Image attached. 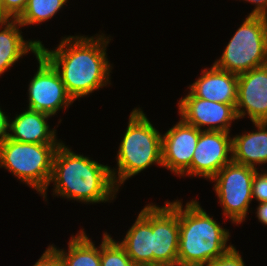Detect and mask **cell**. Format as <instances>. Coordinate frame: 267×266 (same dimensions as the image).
<instances>
[{
  "mask_svg": "<svg viewBox=\"0 0 267 266\" xmlns=\"http://www.w3.org/2000/svg\"><path fill=\"white\" fill-rule=\"evenodd\" d=\"M104 36L102 33L96 37H64L55 50L39 45V52L57 70L74 101L110 82L112 66L107 59L106 47L111 39Z\"/></svg>",
  "mask_w": 267,
  "mask_h": 266,
  "instance_id": "6da1fadb",
  "label": "cell"
},
{
  "mask_svg": "<svg viewBox=\"0 0 267 266\" xmlns=\"http://www.w3.org/2000/svg\"><path fill=\"white\" fill-rule=\"evenodd\" d=\"M51 182L55 196L86 204L108 202L118 192L109 166L74 153L63 142L54 155Z\"/></svg>",
  "mask_w": 267,
  "mask_h": 266,
  "instance_id": "7a4b0ae2",
  "label": "cell"
},
{
  "mask_svg": "<svg viewBox=\"0 0 267 266\" xmlns=\"http://www.w3.org/2000/svg\"><path fill=\"white\" fill-rule=\"evenodd\" d=\"M230 233L222 228L197 200L186 203L179 200L178 262L184 266H200L227 252Z\"/></svg>",
  "mask_w": 267,
  "mask_h": 266,
  "instance_id": "3957f363",
  "label": "cell"
},
{
  "mask_svg": "<svg viewBox=\"0 0 267 266\" xmlns=\"http://www.w3.org/2000/svg\"><path fill=\"white\" fill-rule=\"evenodd\" d=\"M116 160L118 168L111 169V174L118 189L130 177L152 164L162 166V134L153 127L140 108L130 113Z\"/></svg>",
  "mask_w": 267,
  "mask_h": 266,
  "instance_id": "277c9868",
  "label": "cell"
},
{
  "mask_svg": "<svg viewBox=\"0 0 267 266\" xmlns=\"http://www.w3.org/2000/svg\"><path fill=\"white\" fill-rule=\"evenodd\" d=\"M60 144L22 143L7 138L0 144V167L37 190L44 199Z\"/></svg>",
  "mask_w": 267,
  "mask_h": 266,
  "instance_id": "5b68a950",
  "label": "cell"
},
{
  "mask_svg": "<svg viewBox=\"0 0 267 266\" xmlns=\"http://www.w3.org/2000/svg\"><path fill=\"white\" fill-rule=\"evenodd\" d=\"M267 64V17L248 15L214 66L240 75Z\"/></svg>",
  "mask_w": 267,
  "mask_h": 266,
  "instance_id": "8992f818",
  "label": "cell"
},
{
  "mask_svg": "<svg viewBox=\"0 0 267 266\" xmlns=\"http://www.w3.org/2000/svg\"><path fill=\"white\" fill-rule=\"evenodd\" d=\"M257 169L235 162L226 164L212 179L223 207V215L232 223L245 221L252 201V182Z\"/></svg>",
  "mask_w": 267,
  "mask_h": 266,
  "instance_id": "52a82bcc",
  "label": "cell"
},
{
  "mask_svg": "<svg viewBox=\"0 0 267 266\" xmlns=\"http://www.w3.org/2000/svg\"><path fill=\"white\" fill-rule=\"evenodd\" d=\"M39 67L28 85V109L55 115L57 111L68 108L74 100L65 89L59 73L40 53L36 55Z\"/></svg>",
  "mask_w": 267,
  "mask_h": 266,
  "instance_id": "ba28073f",
  "label": "cell"
},
{
  "mask_svg": "<svg viewBox=\"0 0 267 266\" xmlns=\"http://www.w3.org/2000/svg\"><path fill=\"white\" fill-rule=\"evenodd\" d=\"M201 131L180 118L162 135V167L175 175L191 176V162Z\"/></svg>",
  "mask_w": 267,
  "mask_h": 266,
  "instance_id": "9c48e42d",
  "label": "cell"
},
{
  "mask_svg": "<svg viewBox=\"0 0 267 266\" xmlns=\"http://www.w3.org/2000/svg\"><path fill=\"white\" fill-rule=\"evenodd\" d=\"M179 115L199 130L229 132L232 121L237 120L236 107L196 97L191 91L178 103ZM208 126V127H207Z\"/></svg>",
  "mask_w": 267,
  "mask_h": 266,
  "instance_id": "30bf717a",
  "label": "cell"
},
{
  "mask_svg": "<svg viewBox=\"0 0 267 266\" xmlns=\"http://www.w3.org/2000/svg\"><path fill=\"white\" fill-rule=\"evenodd\" d=\"M179 200L153 204V265L178 262Z\"/></svg>",
  "mask_w": 267,
  "mask_h": 266,
  "instance_id": "8fae6325",
  "label": "cell"
},
{
  "mask_svg": "<svg viewBox=\"0 0 267 266\" xmlns=\"http://www.w3.org/2000/svg\"><path fill=\"white\" fill-rule=\"evenodd\" d=\"M229 133L204 130L200 132L191 162V176L211 180L226 164L233 161L232 138Z\"/></svg>",
  "mask_w": 267,
  "mask_h": 266,
  "instance_id": "7c38bea8",
  "label": "cell"
},
{
  "mask_svg": "<svg viewBox=\"0 0 267 266\" xmlns=\"http://www.w3.org/2000/svg\"><path fill=\"white\" fill-rule=\"evenodd\" d=\"M236 113L238 119L267 122V64L238 75Z\"/></svg>",
  "mask_w": 267,
  "mask_h": 266,
  "instance_id": "4fadbf2b",
  "label": "cell"
},
{
  "mask_svg": "<svg viewBox=\"0 0 267 266\" xmlns=\"http://www.w3.org/2000/svg\"><path fill=\"white\" fill-rule=\"evenodd\" d=\"M127 255L138 266L153 265V204H147L137 216L136 221L118 242Z\"/></svg>",
  "mask_w": 267,
  "mask_h": 266,
  "instance_id": "5bb4252c",
  "label": "cell"
},
{
  "mask_svg": "<svg viewBox=\"0 0 267 266\" xmlns=\"http://www.w3.org/2000/svg\"><path fill=\"white\" fill-rule=\"evenodd\" d=\"M188 88L201 99L236 107L238 75L213 65L210 69L205 68L202 75Z\"/></svg>",
  "mask_w": 267,
  "mask_h": 266,
  "instance_id": "9a60e30c",
  "label": "cell"
},
{
  "mask_svg": "<svg viewBox=\"0 0 267 266\" xmlns=\"http://www.w3.org/2000/svg\"><path fill=\"white\" fill-rule=\"evenodd\" d=\"M51 115L27 109L21 114H17L9 122L8 138L22 143L36 144H61L56 138V130L50 129L47 119Z\"/></svg>",
  "mask_w": 267,
  "mask_h": 266,
  "instance_id": "2e32d148",
  "label": "cell"
},
{
  "mask_svg": "<svg viewBox=\"0 0 267 266\" xmlns=\"http://www.w3.org/2000/svg\"><path fill=\"white\" fill-rule=\"evenodd\" d=\"M20 27L23 26L17 19H0V71L2 73L30 51L34 55L39 52V45L42 42L25 41L21 35L22 31L19 30Z\"/></svg>",
  "mask_w": 267,
  "mask_h": 266,
  "instance_id": "e0dca14e",
  "label": "cell"
},
{
  "mask_svg": "<svg viewBox=\"0 0 267 266\" xmlns=\"http://www.w3.org/2000/svg\"><path fill=\"white\" fill-rule=\"evenodd\" d=\"M256 132H245L232 138L233 162L256 168L267 163V122H253Z\"/></svg>",
  "mask_w": 267,
  "mask_h": 266,
  "instance_id": "ac0fdd59",
  "label": "cell"
},
{
  "mask_svg": "<svg viewBox=\"0 0 267 266\" xmlns=\"http://www.w3.org/2000/svg\"><path fill=\"white\" fill-rule=\"evenodd\" d=\"M83 230L71 237L68 253L51 245L59 253L63 266H101V244L95 247Z\"/></svg>",
  "mask_w": 267,
  "mask_h": 266,
  "instance_id": "d6986e66",
  "label": "cell"
},
{
  "mask_svg": "<svg viewBox=\"0 0 267 266\" xmlns=\"http://www.w3.org/2000/svg\"><path fill=\"white\" fill-rule=\"evenodd\" d=\"M65 3L67 0H28L17 20L22 26L40 24L53 18Z\"/></svg>",
  "mask_w": 267,
  "mask_h": 266,
  "instance_id": "ffe728a7",
  "label": "cell"
},
{
  "mask_svg": "<svg viewBox=\"0 0 267 266\" xmlns=\"http://www.w3.org/2000/svg\"><path fill=\"white\" fill-rule=\"evenodd\" d=\"M101 266H138L133 263L125 249L107 232L101 242Z\"/></svg>",
  "mask_w": 267,
  "mask_h": 266,
  "instance_id": "44dd1931",
  "label": "cell"
},
{
  "mask_svg": "<svg viewBox=\"0 0 267 266\" xmlns=\"http://www.w3.org/2000/svg\"><path fill=\"white\" fill-rule=\"evenodd\" d=\"M200 266H245L240 253L232 246L218 258L207 261Z\"/></svg>",
  "mask_w": 267,
  "mask_h": 266,
  "instance_id": "7402d4cb",
  "label": "cell"
},
{
  "mask_svg": "<svg viewBox=\"0 0 267 266\" xmlns=\"http://www.w3.org/2000/svg\"><path fill=\"white\" fill-rule=\"evenodd\" d=\"M28 0H0V19H17Z\"/></svg>",
  "mask_w": 267,
  "mask_h": 266,
  "instance_id": "603a6c76",
  "label": "cell"
},
{
  "mask_svg": "<svg viewBox=\"0 0 267 266\" xmlns=\"http://www.w3.org/2000/svg\"><path fill=\"white\" fill-rule=\"evenodd\" d=\"M252 198L259 203L267 202V172H255L252 182Z\"/></svg>",
  "mask_w": 267,
  "mask_h": 266,
  "instance_id": "cb8c5ba5",
  "label": "cell"
},
{
  "mask_svg": "<svg viewBox=\"0 0 267 266\" xmlns=\"http://www.w3.org/2000/svg\"><path fill=\"white\" fill-rule=\"evenodd\" d=\"M33 266H63L59 253L49 245Z\"/></svg>",
  "mask_w": 267,
  "mask_h": 266,
  "instance_id": "d4e9b609",
  "label": "cell"
},
{
  "mask_svg": "<svg viewBox=\"0 0 267 266\" xmlns=\"http://www.w3.org/2000/svg\"><path fill=\"white\" fill-rule=\"evenodd\" d=\"M0 108V144L3 143L9 135V122L11 121Z\"/></svg>",
  "mask_w": 267,
  "mask_h": 266,
  "instance_id": "484cf974",
  "label": "cell"
},
{
  "mask_svg": "<svg viewBox=\"0 0 267 266\" xmlns=\"http://www.w3.org/2000/svg\"><path fill=\"white\" fill-rule=\"evenodd\" d=\"M255 4V9L249 15L267 17V0H244Z\"/></svg>",
  "mask_w": 267,
  "mask_h": 266,
  "instance_id": "4316f807",
  "label": "cell"
},
{
  "mask_svg": "<svg viewBox=\"0 0 267 266\" xmlns=\"http://www.w3.org/2000/svg\"><path fill=\"white\" fill-rule=\"evenodd\" d=\"M256 209L259 222H261L264 225H267V202L259 203Z\"/></svg>",
  "mask_w": 267,
  "mask_h": 266,
  "instance_id": "83f0119b",
  "label": "cell"
},
{
  "mask_svg": "<svg viewBox=\"0 0 267 266\" xmlns=\"http://www.w3.org/2000/svg\"><path fill=\"white\" fill-rule=\"evenodd\" d=\"M149 266H184V265L177 262V263H173V264H154V265H149Z\"/></svg>",
  "mask_w": 267,
  "mask_h": 266,
  "instance_id": "f1b7e54d",
  "label": "cell"
}]
</instances>
